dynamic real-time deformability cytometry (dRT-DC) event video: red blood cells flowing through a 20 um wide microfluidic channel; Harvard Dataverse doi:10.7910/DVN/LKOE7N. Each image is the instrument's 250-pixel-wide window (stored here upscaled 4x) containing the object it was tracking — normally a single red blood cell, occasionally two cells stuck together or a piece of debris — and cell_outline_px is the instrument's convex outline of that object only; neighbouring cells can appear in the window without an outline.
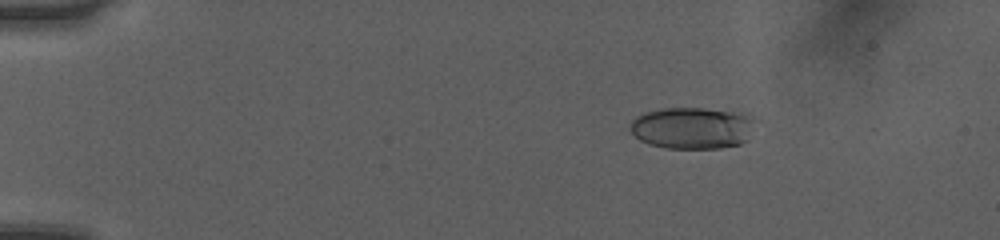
{"species": "human", "species_latin": "Homo sapiens", "temperature_condition": "room temperature", "stored_images_in_passage": 50, "camera_frame_rate_fps": 3000, "um_per_image_px": 0.085, "donor": {"sex": "female"}, "frame": {"image": 1, "passage_image": 8, "time_ms": 2.333, "image_size_px": [1000, 240], "cell_outline_px": [[760, 120], [744, 140], [740, 144], [720, 148], [664, 148], [648, 144], [640, 140], [632, 132], [632, 120], [636, 116], [644, 112], [660, 108], [704, 108], [748, 112]], "centroid_in_image_um": [58.93, 10.85], "position_along_channel_um": 26.1, "area_um2": 30.98}}
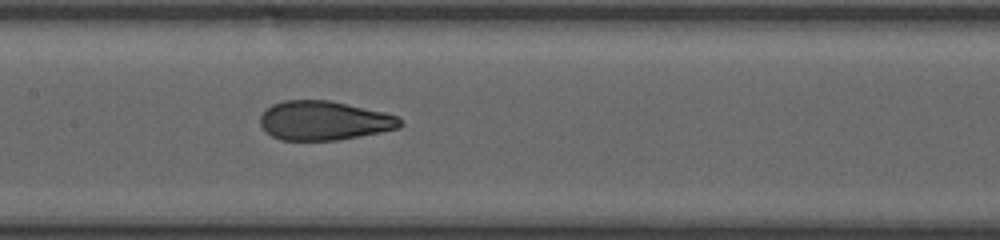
{"frame": {"image": 2, "passage_image": 26, "time_ms": 8.333, "image_size_px": [1000, 240], "cell_outline_px": [[404, 124], [400, 128], [380, 132], [336, 140], [280, 140], [264, 132], [260, 124], [260, 116], [272, 104], [284, 100], [328, 100], [384, 112], [400, 116]], "centroid_in_image_um": [27.55, 10.25], "position_along_channel_um": 179.9, "area_um2": 32.02}}
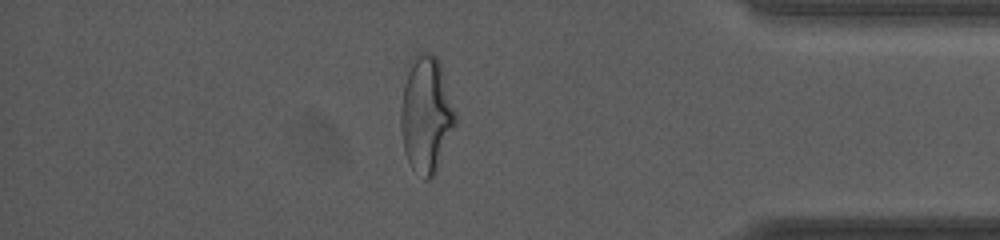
{"frame": {"image": 3, "passage_image": 44, "time_ms": 14.333, "image_size_px": [1000, 240], "cell_outline_px": [[456, 124], [436, 172], [428, 180], [424, 180], [412, 168], [404, 152], [400, 128], [400, 108], [404, 84], [412, 56], [416, 52], [428, 52], [436, 56], [440, 64], [456, 112]], "centroid_in_image_um": [36.21, 9.74], "position_along_channel_um": 399.0, "area_um2": 37.22}, "authors_computed_cell_mechanics": {"area_um2": 32.3969, "velocity_mm_per_s": 4.0794, "shape_relaxation_time_tau1_ms": 6.2298, "shape_relaxation_time_tau2_ms": 0.7881, "deformation_change_tau1": 0.2494, "deformation_change_tau2": 0.0794}}